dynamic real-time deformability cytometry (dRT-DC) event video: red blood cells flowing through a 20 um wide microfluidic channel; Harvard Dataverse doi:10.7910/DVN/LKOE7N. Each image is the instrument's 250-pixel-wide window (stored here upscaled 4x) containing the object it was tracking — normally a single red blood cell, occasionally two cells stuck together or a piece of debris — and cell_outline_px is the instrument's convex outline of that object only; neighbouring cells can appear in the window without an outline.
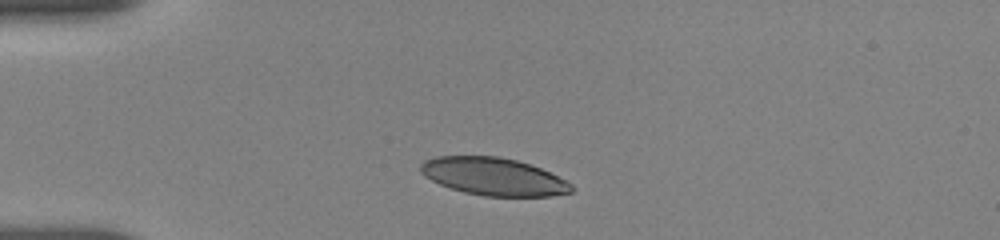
{"species": "human", "species_latin": "Homo sapiens", "temperature_condition": "room temperature", "stored_images_in_passage": 36, "camera_frame_rate_fps": 3000, "um_per_image_px": 0.085, "donor": {"sex": "female"}, "frame": {"image": 1, "passage_image": 1, "time_ms": 0.0, "image_size_px": [1000, 240], "cell_outline_px": [[576, 188], [572, 192], [552, 196], [484, 196], [464, 192], [440, 184], [424, 176], [420, 172], [420, 164], [424, 160], [436, 156], [496, 156], [516, 160], [540, 168], [572, 184]], "centroid_in_image_um": [41.94, 15.01], "position_along_channel_um": 43.1, "area_um2": 32.95}}
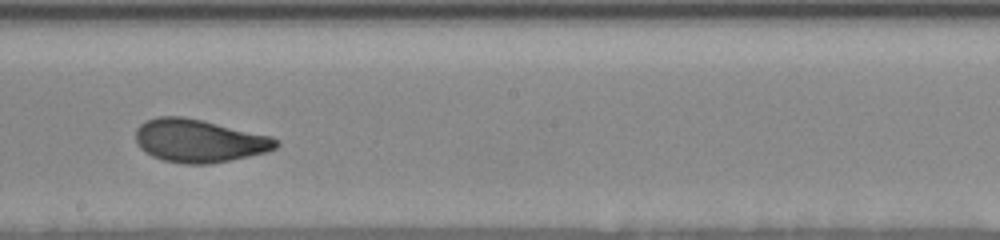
{"frame": {"image": 2, "passage_image": 19, "time_ms": 6.0, "image_size_px": [1000, 240], "cell_outline_px": [[280, 144], [276, 148], [268, 152], [212, 164], [184, 164], [164, 160], [152, 156], [144, 152], [136, 144], [136, 128], [140, 124], [148, 120], [160, 116], [184, 116], [204, 120], [272, 136]], "centroid_in_image_um": [16.93, 11.97], "position_along_channel_um": 231.3, "area_um2": 35.49}}
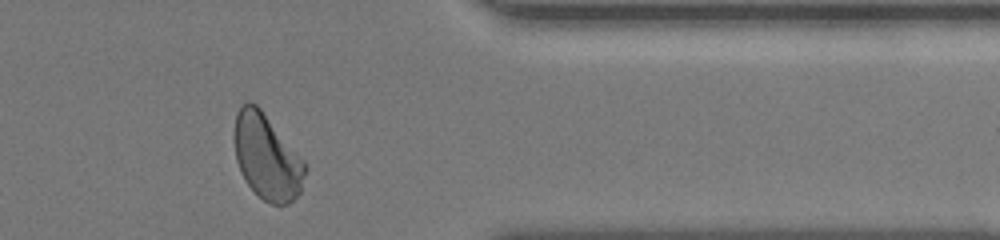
{"frame": {"image": 3, "passage_image": 33, "time_ms": 10.667, "image_size_px": [1000, 240], "cell_outline_px": [[308, 168], [300, 192], [288, 204], [272, 204], [264, 200], [248, 184], [240, 172], [236, 160], [232, 136], [236, 112], [248, 100], [256, 104], [260, 108], [304, 160]], "centroid_in_image_um": [22.67, 13.32], "position_along_channel_um": 388.7, "area_um2": 35.32}, "authors_computed_cell_mechanics": {"area_um2": 34.9401, "velocity_mm_per_s": 3.6344, "shape_relaxation_time_tau1_ms": 4.1954, "shape_relaxation_time_tau2_ms": 1.0228, "deformation_change_tau1": 0.1456, "deformation_change_tau2": 0.0603}}